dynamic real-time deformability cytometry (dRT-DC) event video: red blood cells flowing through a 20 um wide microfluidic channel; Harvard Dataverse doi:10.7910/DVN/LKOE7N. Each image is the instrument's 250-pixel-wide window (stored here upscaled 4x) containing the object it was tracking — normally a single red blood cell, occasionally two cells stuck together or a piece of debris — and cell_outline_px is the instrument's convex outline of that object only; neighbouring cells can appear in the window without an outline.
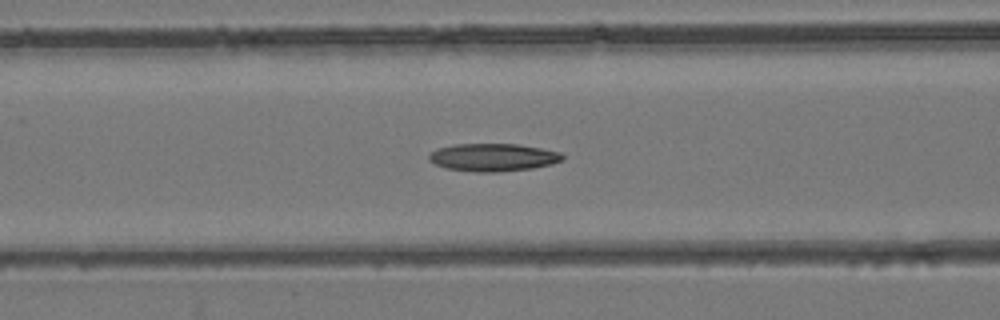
{"species": "common noctule bat (a hibernating species)", "species_latin": "Nyctalus noctula", "temperature_condition": "room temperature", "stored_images_in_passage": 36, "camera_frame_rate_fps": 3000, "um_per_image_px": 0.085, "animal": {"sex": "female", "body_mass_g": 24.6, "forearm_length_mm": 56.2}, "frame": {"image": 1, "passage_image": 14, "time_ms": 4.333, "image_size_px": [1000, 320], "cell_outline_px": [[564, 160], [552, 164], [532, 168], [496, 172], [476, 172], [448, 168], [436, 164], [428, 160], [428, 156], [432, 152], [440, 148], [456, 144], [520, 144], [560, 152], [564, 156]], "centroid_in_image_um": [41.95, 13.37], "position_along_channel_um": 124.6, "area_um2": 21.44}}
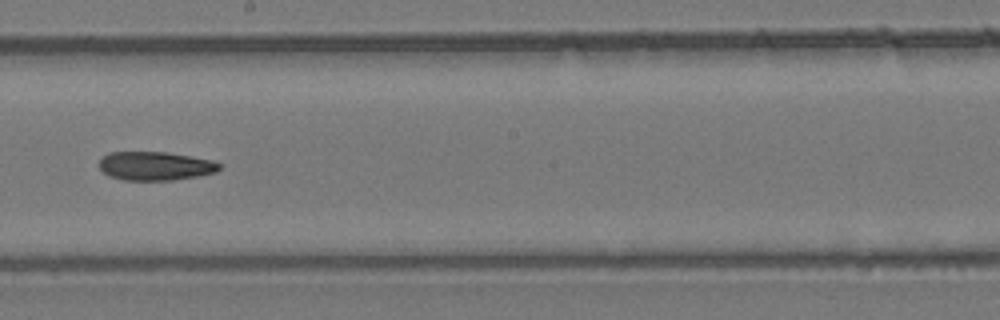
{"frame": {"image": 2, "passage_image": 21, "time_ms": 6.667, "image_size_px": [1000, 320], "cell_outline_px": [[220, 168], [216, 172], [196, 176], [172, 180], [124, 180], [108, 176], [100, 168], [100, 160], [108, 152], [168, 152], [192, 156], [212, 160], [220, 164]], "centroid_in_image_um": [13.2, 14.1], "position_along_channel_um": 235.0, "area_um2": 20.06}}
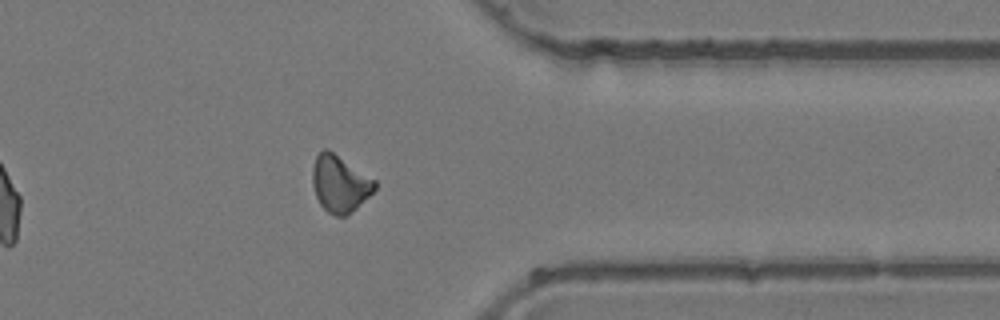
{"frame": {"image": 3, "passage_image": 31, "time_ms": 10.0, "image_size_px": [1000, 320], "cell_outline_px": [[376, 188], [352, 212], [344, 216], [336, 216], [328, 212], [320, 204], [316, 196], [312, 184], [312, 168], [316, 156], [324, 148], [328, 148], [376, 180]], "centroid_in_image_um": [28.87, 15.6], "position_along_channel_um": 382.5, "area_um2": 20.58}}